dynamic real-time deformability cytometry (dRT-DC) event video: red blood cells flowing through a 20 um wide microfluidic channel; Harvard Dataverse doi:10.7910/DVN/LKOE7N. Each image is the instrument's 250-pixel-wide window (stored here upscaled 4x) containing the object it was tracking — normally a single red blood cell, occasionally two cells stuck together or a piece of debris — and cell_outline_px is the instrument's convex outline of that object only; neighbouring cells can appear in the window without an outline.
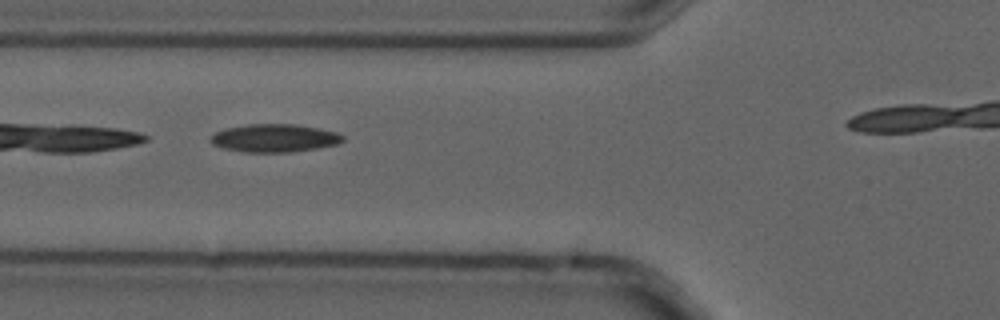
{"species": "common noctule bat (a hibernating species)", "species_latin": "Nyctalus noctula", "temperature_condition": "cold", "stored_images_in_passage": 6, "camera_frame_rate_fps": 3000, "um_per_image_px": 0.085, "animal": {"sex": "male", "forearm_length_mm": 52.5}, "frame": {"image": 1, "passage_image": 3, "time_ms": 0.667, "image_size_px": [1000, 320], "cell_outline_px": [[344, 140], [336, 144], [316, 148], [288, 152], [244, 152], [224, 148], [212, 144], [208, 140], [216, 132], [228, 128], [248, 124], [296, 124], [320, 128], [336, 132], [344, 136]], "centroid_in_image_um": [23.33, 11.73], "position_along_channel_um": 102.5, "area_um2": 21.44}}
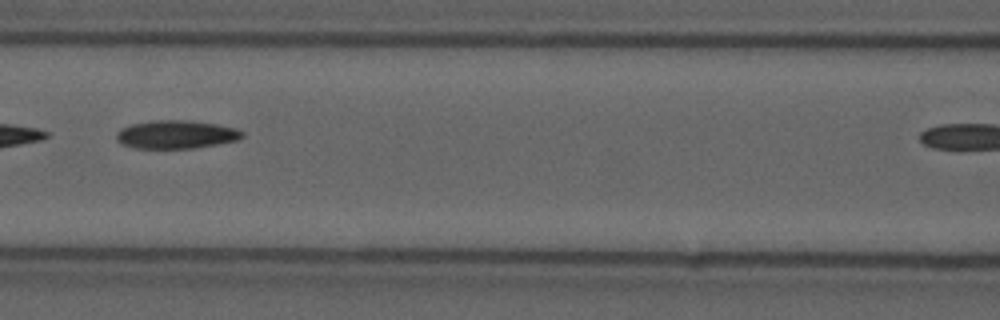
{"frame": {"image": 2, "passage_image": 4, "time_ms": 1.0, "image_size_px": [1000, 320], "cell_outline_px": [[244, 136], [240, 140], [192, 148], [136, 148], [120, 144], [116, 140], [116, 132], [120, 128], [132, 124], [152, 120], [184, 120], [216, 124], [236, 128], [244, 132]], "centroid_in_image_um": [14.95, 11.43], "position_along_channel_um": 151.6, "area_um2": 20.81}}